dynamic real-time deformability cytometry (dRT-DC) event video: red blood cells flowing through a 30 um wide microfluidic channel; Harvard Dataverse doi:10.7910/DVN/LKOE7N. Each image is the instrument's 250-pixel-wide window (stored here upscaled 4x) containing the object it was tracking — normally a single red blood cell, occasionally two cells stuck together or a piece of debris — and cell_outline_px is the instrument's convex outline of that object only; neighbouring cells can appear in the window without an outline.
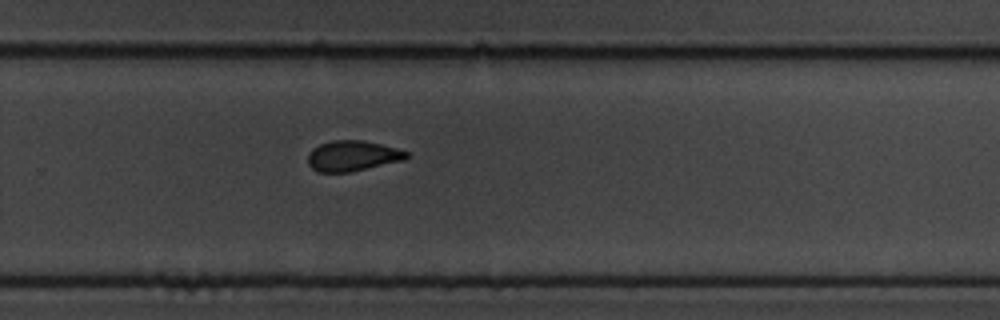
{"species": "common noctule bat (a hibernating species)", "species_latin": "Nyctalus noctula", "temperature_condition": "cold", "stored_images_in_passage": 11, "camera_frame_rate_fps": 3000, "um_per_image_px": 0.085, "animal": {"sex": "male", "body_mass_g": 19.5, "forearm_length_mm": 54.6}, "frame": {"image": 1, "passage_image": 11, "time_ms": 12.333, "image_size_px": [1000, 320], "cell_outline_px": [[408, 156], [404, 160], [352, 172], [316, 172], [308, 164], [308, 152], [312, 148], [320, 144], [332, 140], [364, 140], [396, 148], [408, 152]], "centroid_in_image_um": [29.94, 13.25], "position_along_channel_um": 299.9, "area_um2": 17.63}}